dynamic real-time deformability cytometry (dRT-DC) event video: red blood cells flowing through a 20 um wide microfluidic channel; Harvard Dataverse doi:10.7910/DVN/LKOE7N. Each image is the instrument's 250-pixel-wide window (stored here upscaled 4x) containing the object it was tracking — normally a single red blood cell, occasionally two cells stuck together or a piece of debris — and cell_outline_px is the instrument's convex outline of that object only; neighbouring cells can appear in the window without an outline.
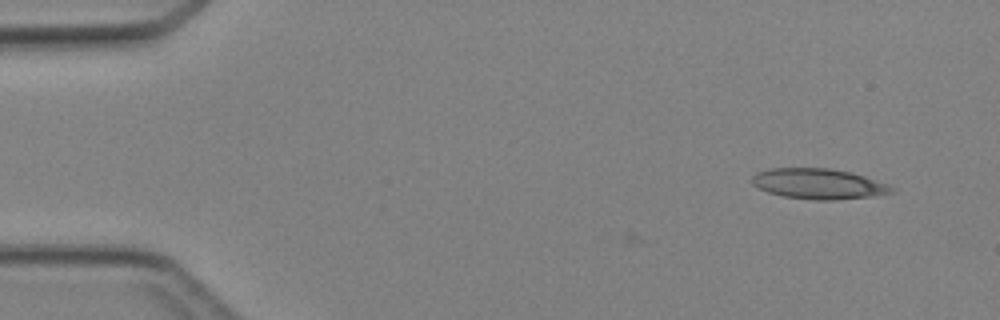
{"species": "Egyptian fruit bat (a non-hibernating species)", "species_latin": "Rousettus aegyptiacus", "temperature_condition": "cold", "stored_images_in_passage": 2, "camera_frame_rate_fps": 3000, "um_per_image_px": 0.085, "animal": {"sex": "female"}, "frame": {"image": 1, "passage_image": 2, "time_ms": 1.333, "image_size_px": [1000, 320], "cell_outline_px": [[896, 192], [872, 196], [832, 200], [816, 200], [784, 196], [768, 192], [752, 184], [752, 176], [756, 172], [768, 168], [828, 168], [852, 172], [888, 184], [896, 188]], "centroid_in_image_um": [69.59, 15.62], "position_along_channel_um": 15.4, "area_um2": 24.8}}